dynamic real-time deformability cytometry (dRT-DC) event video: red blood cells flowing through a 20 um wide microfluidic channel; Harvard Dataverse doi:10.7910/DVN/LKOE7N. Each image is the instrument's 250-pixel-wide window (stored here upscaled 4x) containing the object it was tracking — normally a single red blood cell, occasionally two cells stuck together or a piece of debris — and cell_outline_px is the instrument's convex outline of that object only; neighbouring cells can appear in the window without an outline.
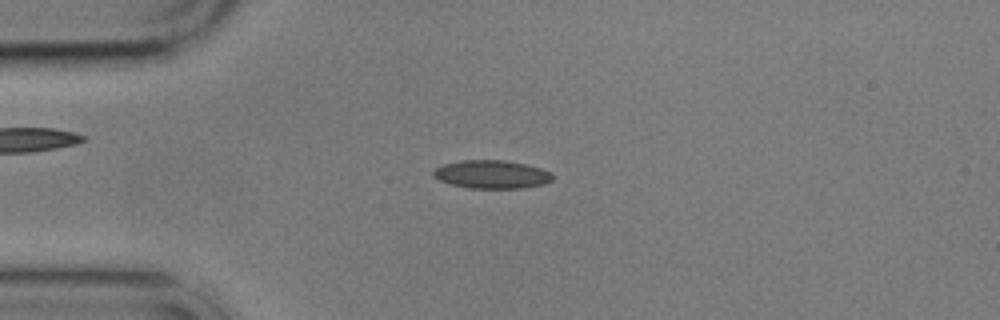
{"species": "common noctule bat (a hibernating species)", "species_latin": "Nyctalus noctula", "temperature_condition": "cold", "stored_images_in_passage": 3, "camera_frame_rate_fps": 3000, "um_per_image_px": 0.085, "animal": {"sex": "male", "body_mass_g": 17.9}, "frame": {"image": 1, "passage_image": 3, "time_ms": 2.333, "image_size_px": [1000, 320], "cell_outline_px": [[556, 176], [552, 180], [544, 184], [520, 188], [468, 188], [452, 184], [440, 180], [432, 176], [432, 172], [436, 168], [444, 164], [460, 160], [504, 160], [524, 164], [540, 168], [552, 172]], "centroid_in_image_um": [41.82, 14.82], "position_along_channel_um": 43.2, "area_um2": 19.65}}